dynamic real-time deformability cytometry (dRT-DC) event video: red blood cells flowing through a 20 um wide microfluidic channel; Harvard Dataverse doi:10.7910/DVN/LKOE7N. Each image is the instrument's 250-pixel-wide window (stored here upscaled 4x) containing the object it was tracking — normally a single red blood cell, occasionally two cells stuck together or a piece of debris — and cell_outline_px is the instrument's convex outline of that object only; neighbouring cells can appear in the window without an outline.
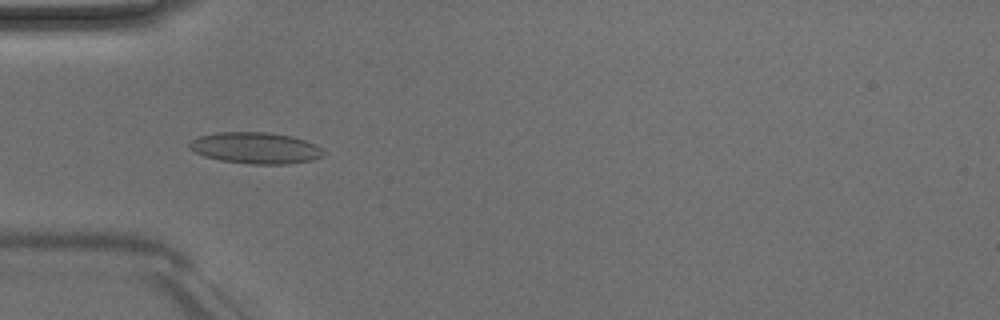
{"species": "Egyptian fruit bat (a non-hibernating species)", "species_latin": "Rousettus aegyptiacus", "temperature_condition": "room temperature", "stored_images_in_passage": 49, "camera_frame_rate_fps": 3000, "um_per_image_px": 0.085, "animal": {"sex": "male"}, "frame": {"image": 1, "passage_image": 15, "time_ms": 4.667, "image_size_px": [1000, 320], "cell_outline_px": [[324, 156], [312, 160], [288, 164], [252, 164], [220, 160], [204, 156], [188, 148], [188, 144], [192, 140], [200, 136], [216, 132], [268, 132], [292, 136], [316, 144], [324, 152]], "centroid_in_image_um": [21.73, 12.57], "position_along_channel_um": 63.3, "area_um2": 24.51}}
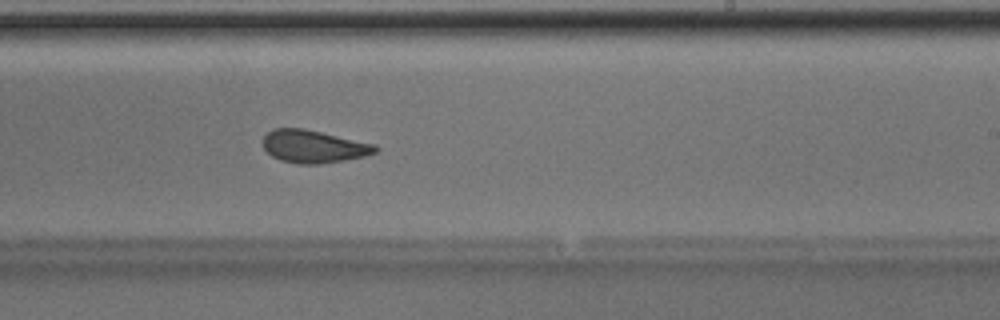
{"frame": {"image": 2, "passage_image": 30, "time_ms": 9.667, "image_size_px": [1000, 320], "cell_outline_px": [[380, 148], [376, 152], [364, 156], [344, 160], [320, 164], [300, 164], [280, 160], [272, 156], [264, 148], [264, 136], [272, 128], [304, 128], [376, 144]], "centroid_in_image_um": [26.67, 12.44], "position_along_channel_um": 262.3, "area_um2": 21.44}}
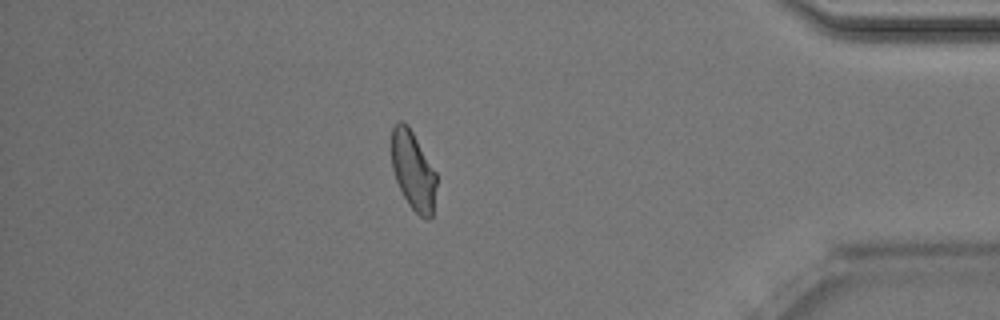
{"frame": {"image": 3, "passage_image": 43, "time_ms": 14.0, "image_size_px": [1000, 320], "cell_outline_px": [[436, 184], [432, 216], [428, 220], [420, 216], [408, 204], [396, 180], [392, 168], [392, 128], [396, 120], [404, 120], [408, 124], [436, 172]], "centroid_in_image_um": [35.11, 14.46], "position_along_channel_um": 400.1, "area_um2": 20.58}, "authors_computed_cell_mechanics": {"area_um2": 22.0218, "velocity_mm_per_s": 4.0135, "shape_relaxation_time_tau1_ms": 9.9566, "shape_relaxation_time_tau2_ms": 1.3915, "deformation_change_tau1": 0.1892, "deformation_change_tau2": 0.0865}}